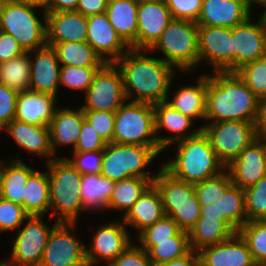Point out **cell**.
I'll return each instance as SVG.
<instances>
[{
    "label": "cell",
    "instance_id": "obj_17",
    "mask_svg": "<svg viewBox=\"0 0 266 266\" xmlns=\"http://www.w3.org/2000/svg\"><path fill=\"white\" fill-rule=\"evenodd\" d=\"M86 42L105 63H115L130 49L112 27L105 12L87 17Z\"/></svg>",
    "mask_w": 266,
    "mask_h": 266
},
{
    "label": "cell",
    "instance_id": "obj_53",
    "mask_svg": "<svg viewBox=\"0 0 266 266\" xmlns=\"http://www.w3.org/2000/svg\"><path fill=\"white\" fill-rule=\"evenodd\" d=\"M24 52L12 35L0 31V63L14 59Z\"/></svg>",
    "mask_w": 266,
    "mask_h": 266
},
{
    "label": "cell",
    "instance_id": "obj_47",
    "mask_svg": "<svg viewBox=\"0 0 266 266\" xmlns=\"http://www.w3.org/2000/svg\"><path fill=\"white\" fill-rule=\"evenodd\" d=\"M85 120L93 126L107 143L112 142L115 124V112L83 110Z\"/></svg>",
    "mask_w": 266,
    "mask_h": 266
},
{
    "label": "cell",
    "instance_id": "obj_29",
    "mask_svg": "<svg viewBox=\"0 0 266 266\" xmlns=\"http://www.w3.org/2000/svg\"><path fill=\"white\" fill-rule=\"evenodd\" d=\"M84 119L81 107L75 111L66 107L57 108L49 126L51 148L54 155L58 146L72 145L74 150Z\"/></svg>",
    "mask_w": 266,
    "mask_h": 266
},
{
    "label": "cell",
    "instance_id": "obj_37",
    "mask_svg": "<svg viewBox=\"0 0 266 266\" xmlns=\"http://www.w3.org/2000/svg\"><path fill=\"white\" fill-rule=\"evenodd\" d=\"M154 179L129 177L115 181L107 210H119L124 215L136 203L144 191L153 183Z\"/></svg>",
    "mask_w": 266,
    "mask_h": 266
},
{
    "label": "cell",
    "instance_id": "obj_7",
    "mask_svg": "<svg viewBox=\"0 0 266 266\" xmlns=\"http://www.w3.org/2000/svg\"><path fill=\"white\" fill-rule=\"evenodd\" d=\"M153 184L160 192L165 215L171 217L181 230L188 232L200 218L201 205L194 185L175 178L163 166Z\"/></svg>",
    "mask_w": 266,
    "mask_h": 266
},
{
    "label": "cell",
    "instance_id": "obj_21",
    "mask_svg": "<svg viewBox=\"0 0 266 266\" xmlns=\"http://www.w3.org/2000/svg\"><path fill=\"white\" fill-rule=\"evenodd\" d=\"M198 255L200 266H257L238 232L221 243L202 248Z\"/></svg>",
    "mask_w": 266,
    "mask_h": 266
},
{
    "label": "cell",
    "instance_id": "obj_18",
    "mask_svg": "<svg viewBox=\"0 0 266 266\" xmlns=\"http://www.w3.org/2000/svg\"><path fill=\"white\" fill-rule=\"evenodd\" d=\"M225 169L228 171L233 185L243 189L254 185L260 178L266 176L265 143L258 137L244 148Z\"/></svg>",
    "mask_w": 266,
    "mask_h": 266
},
{
    "label": "cell",
    "instance_id": "obj_61",
    "mask_svg": "<svg viewBox=\"0 0 266 266\" xmlns=\"http://www.w3.org/2000/svg\"><path fill=\"white\" fill-rule=\"evenodd\" d=\"M138 3L141 2H166V0H136Z\"/></svg>",
    "mask_w": 266,
    "mask_h": 266
},
{
    "label": "cell",
    "instance_id": "obj_52",
    "mask_svg": "<svg viewBox=\"0 0 266 266\" xmlns=\"http://www.w3.org/2000/svg\"><path fill=\"white\" fill-rule=\"evenodd\" d=\"M108 266H153L149 259L148 252L140 246L130 245Z\"/></svg>",
    "mask_w": 266,
    "mask_h": 266
},
{
    "label": "cell",
    "instance_id": "obj_40",
    "mask_svg": "<svg viewBox=\"0 0 266 266\" xmlns=\"http://www.w3.org/2000/svg\"><path fill=\"white\" fill-rule=\"evenodd\" d=\"M257 266H266V220L247 221L238 230Z\"/></svg>",
    "mask_w": 266,
    "mask_h": 266
},
{
    "label": "cell",
    "instance_id": "obj_57",
    "mask_svg": "<svg viewBox=\"0 0 266 266\" xmlns=\"http://www.w3.org/2000/svg\"><path fill=\"white\" fill-rule=\"evenodd\" d=\"M24 2H27L31 6L43 8L42 10H47L50 7L51 0H22Z\"/></svg>",
    "mask_w": 266,
    "mask_h": 266
},
{
    "label": "cell",
    "instance_id": "obj_33",
    "mask_svg": "<svg viewBox=\"0 0 266 266\" xmlns=\"http://www.w3.org/2000/svg\"><path fill=\"white\" fill-rule=\"evenodd\" d=\"M235 232L216 217H200L188 231L191 250L199 251L204 247L216 245L230 238Z\"/></svg>",
    "mask_w": 266,
    "mask_h": 266
},
{
    "label": "cell",
    "instance_id": "obj_62",
    "mask_svg": "<svg viewBox=\"0 0 266 266\" xmlns=\"http://www.w3.org/2000/svg\"><path fill=\"white\" fill-rule=\"evenodd\" d=\"M263 7V13H262V15H260V16H262V18H263V20H264V22H265V25H266V3L262 6Z\"/></svg>",
    "mask_w": 266,
    "mask_h": 266
},
{
    "label": "cell",
    "instance_id": "obj_59",
    "mask_svg": "<svg viewBox=\"0 0 266 266\" xmlns=\"http://www.w3.org/2000/svg\"><path fill=\"white\" fill-rule=\"evenodd\" d=\"M259 138L265 143L266 146V126H259Z\"/></svg>",
    "mask_w": 266,
    "mask_h": 266
},
{
    "label": "cell",
    "instance_id": "obj_32",
    "mask_svg": "<svg viewBox=\"0 0 266 266\" xmlns=\"http://www.w3.org/2000/svg\"><path fill=\"white\" fill-rule=\"evenodd\" d=\"M11 163L0 162V187L3 199L23 206L25 185L35 169L29 167L20 158Z\"/></svg>",
    "mask_w": 266,
    "mask_h": 266
},
{
    "label": "cell",
    "instance_id": "obj_34",
    "mask_svg": "<svg viewBox=\"0 0 266 266\" xmlns=\"http://www.w3.org/2000/svg\"><path fill=\"white\" fill-rule=\"evenodd\" d=\"M23 208L29 216H43L50 210L48 172L35 170L28 178L23 196Z\"/></svg>",
    "mask_w": 266,
    "mask_h": 266
},
{
    "label": "cell",
    "instance_id": "obj_10",
    "mask_svg": "<svg viewBox=\"0 0 266 266\" xmlns=\"http://www.w3.org/2000/svg\"><path fill=\"white\" fill-rule=\"evenodd\" d=\"M225 167L259 137V123L228 120L200 126Z\"/></svg>",
    "mask_w": 266,
    "mask_h": 266
},
{
    "label": "cell",
    "instance_id": "obj_15",
    "mask_svg": "<svg viewBox=\"0 0 266 266\" xmlns=\"http://www.w3.org/2000/svg\"><path fill=\"white\" fill-rule=\"evenodd\" d=\"M251 16L232 28V72L243 65L266 56V25L262 16L256 23Z\"/></svg>",
    "mask_w": 266,
    "mask_h": 266
},
{
    "label": "cell",
    "instance_id": "obj_20",
    "mask_svg": "<svg viewBox=\"0 0 266 266\" xmlns=\"http://www.w3.org/2000/svg\"><path fill=\"white\" fill-rule=\"evenodd\" d=\"M155 115V133L160 149L166 150L168 146L198 134L202 128L188 129L194 125V120L178 110L173 109L166 102L153 105ZM161 129L174 135L160 136Z\"/></svg>",
    "mask_w": 266,
    "mask_h": 266
},
{
    "label": "cell",
    "instance_id": "obj_3",
    "mask_svg": "<svg viewBox=\"0 0 266 266\" xmlns=\"http://www.w3.org/2000/svg\"><path fill=\"white\" fill-rule=\"evenodd\" d=\"M175 156L162 166L175 178L197 184L219 175L225 165L217 158L209 137L198 134L175 143Z\"/></svg>",
    "mask_w": 266,
    "mask_h": 266
},
{
    "label": "cell",
    "instance_id": "obj_42",
    "mask_svg": "<svg viewBox=\"0 0 266 266\" xmlns=\"http://www.w3.org/2000/svg\"><path fill=\"white\" fill-rule=\"evenodd\" d=\"M233 185L228 171L225 169L219 175L194 184L196 197L201 206H208L222 198Z\"/></svg>",
    "mask_w": 266,
    "mask_h": 266
},
{
    "label": "cell",
    "instance_id": "obj_50",
    "mask_svg": "<svg viewBox=\"0 0 266 266\" xmlns=\"http://www.w3.org/2000/svg\"><path fill=\"white\" fill-rule=\"evenodd\" d=\"M107 142L99 136L85 119L82 123V128L79 134L78 142L73 152H88L95 150H102L106 147Z\"/></svg>",
    "mask_w": 266,
    "mask_h": 266
},
{
    "label": "cell",
    "instance_id": "obj_46",
    "mask_svg": "<svg viewBox=\"0 0 266 266\" xmlns=\"http://www.w3.org/2000/svg\"><path fill=\"white\" fill-rule=\"evenodd\" d=\"M29 215L24 211L23 206L12 201L0 199V233L9 230H18Z\"/></svg>",
    "mask_w": 266,
    "mask_h": 266
},
{
    "label": "cell",
    "instance_id": "obj_28",
    "mask_svg": "<svg viewBox=\"0 0 266 266\" xmlns=\"http://www.w3.org/2000/svg\"><path fill=\"white\" fill-rule=\"evenodd\" d=\"M165 215L162 198L157 187L152 183L123 216L126 226L137 229V236Z\"/></svg>",
    "mask_w": 266,
    "mask_h": 266
},
{
    "label": "cell",
    "instance_id": "obj_12",
    "mask_svg": "<svg viewBox=\"0 0 266 266\" xmlns=\"http://www.w3.org/2000/svg\"><path fill=\"white\" fill-rule=\"evenodd\" d=\"M42 216H28L23 229L20 227L12 243L10 260L5 261L12 266H39L43 251L52 229L59 223L54 221L50 228L41 218Z\"/></svg>",
    "mask_w": 266,
    "mask_h": 266
},
{
    "label": "cell",
    "instance_id": "obj_48",
    "mask_svg": "<svg viewBox=\"0 0 266 266\" xmlns=\"http://www.w3.org/2000/svg\"><path fill=\"white\" fill-rule=\"evenodd\" d=\"M82 175L101 174L103 149L88 152H73V158L67 159Z\"/></svg>",
    "mask_w": 266,
    "mask_h": 266
},
{
    "label": "cell",
    "instance_id": "obj_54",
    "mask_svg": "<svg viewBox=\"0 0 266 266\" xmlns=\"http://www.w3.org/2000/svg\"><path fill=\"white\" fill-rule=\"evenodd\" d=\"M106 0H78L76 12L88 17L106 11Z\"/></svg>",
    "mask_w": 266,
    "mask_h": 266
},
{
    "label": "cell",
    "instance_id": "obj_2",
    "mask_svg": "<svg viewBox=\"0 0 266 266\" xmlns=\"http://www.w3.org/2000/svg\"><path fill=\"white\" fill-rule=\"evenodd\" d=\"M261 100L236 72L207 74L206 120L259 123Z\"/></svg>",
    "mask_w": 266,
    "mask_h": 266
},
{
    "label": "cell",
    "instance_id": "obj_38",
    "mask_svg": "<svg viewBox=\"0 0 266 266\" xmlns=\"http://www.w3.org/2000/svg\"><path fill=\"white\" fill-rule=\"evenodd\" d=\"M30 52L0 63V83L18 93L29 90Z\"/></svg>",
    "mask_w": 266,
    "mask_h": 266
},
{
    "label": "cell",
    "instance_id": "obj_35",
    "mask_svg": "<svg viewBox=\"0 0 266 266\" xmlns=\"http://www.w3.org/2000/svg\"><path fill=\"white\" fill-rule=\"evenodd\" d=\"M114 186L115 181L101 174L82 175L79 192L84 211L88 209L106 211Z\"/></svg>",
    "mask_w": 266,
    "mask_h": 266
},
{
    "label": "cell",
    "instance_id": "obj_9",
    "mask_svg": "<svg viewBox=\"0 0 266 266\" xmlns=\"http://www.w3.org/2000/svg\"><path fill=\"white\" fill-rule=\"evenodd\" d=\"M161 154L156 148L141 145L107 143L103 149L101 175L113 181L129 177L155 179L146 167Z\"/></svg>",
    "mask_w": 266,
    "mask_h": 266
},
{
    "label": "cell",
    "instance_id": "obj_36",
    "mask_svg": "<svg viewBox=\"0 0 266 266\" xmlns=\"http://www.w3.org/2000/svg\"><path fill=\"white\" fill-rule=\"evenodd\" d=\"M47 45L55 50L61 66L102 67L105 64L86 41L47 43Z\"/></svg>",
    "mask_w": 266,
    "mask_h": 266
},
{
    "label": "cell",
    "instance_id": "obj_24",
    "mask_svg": "<svg viewBox=\"0 0 266 266\" xmlns=\"http://www.w3.org/2000/svg\"><path fill=\"white\" fill-rule=\"evenodd\" d=\"M56 96L27 90L18 93L16 120L36 126H50L57 110Z\"/></svg>",
    "mask_w": 266,
    "mask_h": 266
},
{
    "label": "cell",
    "instance_id": "obj_1",
    "mask_svg": "<svg viewBox=\"0 0 266 266\" xmlns=\"http://www.w3.org/2000/svg\"><path fill=\"white\" fill-rule=\"evenodd\" d=\"M142 52L146 53V50L129 49L115 62L123 77L126 99L153 105L165 102L176 69L162 59ZM132 96L133 100H130Z\"/></svg>",
    "mask_w": 266,
    "mask_h": 266
},
{
    "label": "cell",
    "instance_id": "obj_56",
    "mask_svg": "<svg viewBox=\"0 0 266 266\" xmlns=\"http://www.w3.org/2000/svg\"><path fill=\"white\" fill-rule=\"evenodd\" d=\"M77 4L78 0H51L50 7L45 12L76 11Z\"/></svg>",
    "mask_w": 266,
    "mask_h": 266
},
{
    "label": "cell",
    "instance_id": "obj_4",
    "mask_svg": "<svg viewBox=\"0 0 266 266\" xmlns=\"http://www.w3.org/2000/svg\"><path fill=\"white\" fill-rule=\"evenodd\" d=\"M50 183V217L56 221L77 223L84 213L80 195L82 174L66 158L57 157L46 163Z\"/></svg>",
    "mask_w": 266,
    "mask_h": 266
},
{
    "label": "cell",
    "instance_id": "obj_45",
    "mask_svg": "<svg viewBox=\"0 0 266 266\" xmlns=\"http://www.w3.org/2000/svg\"><path fill=\"white\" fill-rule=\"evenodd\" d=\"M100 68L61 66L59 75L60 85L73 90H82L85 93Z\"/></svg>",
    "mask_w": 266,
    "mask_h": 266
},
{
    "label": "cell",
    "instance_id": "obj_60",
    "mask_svg": "<svg viewBox=\"0 0 266 266\" xmlns=\"http://www.w3.org/2000/svg\"><path fill=\"white\" fill-rule=\"evenodd\" d=\"M248 3L253 6V4H259L261 7L266 3V0H247Z\"/></svg>",
    "mask_w": 266,
    "mask_h": 266
},
{
    "label": "cell",
    "instance_id": "obj_5",
    "mask_svg": "<svg viewBox=\"0 0 266 266\" xmlns=\"http://www.w3.org/2000/svg\"><path fill=\"white\" fill-rule=\"evenodd\" d=\"M159 49L166 63L180 72H191L199 65L198 25L189 20L172 19L157 42L146 52Z\"/></svg>",
    "mask_w": 266,
    "mask_h": 266
},
{
    "label": "cell",
    "instance_id": "obj_26",
    "mask_svg": "<svg viewBox=\"0 0 266 266\" xmlns=\"http://www.w3.org/2000/svg\"><path fill=\"white\" fill-rule=\"evenodd\" d=\"M47 43L85 42L87 17L76 11L46 13Z\"/></svg>",
    "mask_w": 266,
    "mask_h": 266
},
{
    "label": "cell",
    "instance_id": "obj_30",
    "mask_svg": "<svg viewBox=\"0 0 266 266\" xmlns=\"http://www.w3.org/2000/svg\"><path fill=\"white\" fill-rule=\"evenodd\" d=\"M138 2L136 0H114L107 3L106 15L122 40L136 50Z\"/></svg>",
    "mask_w": 266,
    "mask_h": 266
},
{
    "label": "cell",
    "instance_id": "obj_27",
    "mask_svg": "<svg viewBox=\"0 0 266 266\" xmlns=\"http://www.w3.org/2000/svg\"><path fill=\"white\" fill-rule=\"evenodd\" d=\"M15 140L18 147L29 153L45 157V162L57 158L51 148L48 126H36L13 119L4 129Z\"/></svg>",
    "mask_w": 266,
    "mask_h": 266
},
{
    "label": "cell",
    "instance_id": "obj_14",
    "mask_svg": "<svg viewBox=\"0 0 266 266\" xmlns=\"http://www.w3.org/2000/svg\"><path fill=\"white\" fill-rule=\"evenodd\" d=\"M199 63L206 61L213 72H232V28L198 26Z\"/></svg>",
    "mask_w": 266,
    "mask_h": 266
},
{
    "label": "cell",
    "instance_id": "obj_64",
    "mask_svg": "<svg viewBox=\"0 0 266 266\" xmlns=\"http://www.w3.org/2000/svg\"><path fill=\"white\" fill-rule=\"evenodd\" d=\"M3 2H4V0H0V11H1V7H2Z\"/></svg>",
    "mask_w": 266,
    "mask_h": 266
},
{
    "label": "cell",
    "instance_id": "obj_43",
    "mask_svg": "<svg viewBox=\"0 0 266 266\" xmlns=\"http://www.w3.org/2000/svg\"><path fill=\"white\" fill-rule=\"evenodd\" d=\"M247 221L266 220V176L244 189Z\"/></svg>",
    "mask_w": 266,
    "mask_h": 266
},
{
    "label": "cell",
    "instance_id": "obj_8",
    "mask_svg": "<svg viewBox=\"0 0 266 266\" xmlns=\"http://www.w3.org/2000/svg\"><path fill=\"white\" fill-rule=\"evenodd\" d=\"M113 143L159 147L153 104L126 100L115 112Z\"/></svg>",
    "mask_w": 266,
    "mask_h": 266
},
{
    "label": "cell",
    "instance_id": "obj_44",
    "mask_svg": "<svg viewBox=\"0 0 266 266\" xmlns=\"http://www.w3.org/2000/svg\"><path fill=\"white\" fill-rule=\"evenodd\" d=\"M236 73L261 101L266 97V56L243 65Z\"/></svg>",
    "mask_w": 266,
    "mask_h": 266
},
{
    "label": "cell",
    "instance_id": "obj_11",
    "mask_svg": "<svg viewBox=\"0 0 266 266\" xmlns=\"http://www.w3.org/2000/svg\"><path fill=\"white\" fill-rule=\"evenodd\" d=\"M82 110L116 112L127 100L123 77L115 63H105L95 74L93 82L85 92Z\"/></svg>",
    "mask_w": 266,
    "mask_h": 266
},
{
    "label": "cell",
    "instance_id": "obj_31",
    "mask_svg": "<svg viewBox=\"0 0 266 266\" xmlns=\"http://www.w3.org/2000/svg\"><path fill=\"white\" fill-rule=\"evenodd\" d=\"M197 85L183 86L178 89L170 100L166 98V103L173 109L180 111L186 116L195 120L206 117V94H207V74L199 76Z\"/></svg>",
    "mask_w": 266,
    "mask_h": 266
},
{
    "label": "cell",
    "instance_id": "obj_63",
    "mask_svg": "<svg viewBox=\"0 0 266 266\" xmlns=\"http://www.w3.org/2000/svg\"><path fill=\"white\" fill-rule=\"evenodd\" d=\"M0 266H12V265L6 263L5 261H2L0 262Z\"/></svg>",
    "mask_w": 266,
    "mask_h": 266
},
{
    "label": "cell",
    "instance_id": "obj_41",
    "mask_svg": "<svg viewBox=\"0 0 266 266\" xmlns=\"http://www.w3.org/2000/svg\"><path fill=\"white\" fill-rule=\"evenodd\" d=\"M177 223L168 215H164L153 225L147 227L138 236L142 249L148 252L157 242L173 241V237L180 231Z\"/></svg>",
    "mask_w": 266,
    "mask_h": 266
},
{
    "label": "cell",
    "instance_id": "obj_39",
    "mask_svg": "<svg viewBox=\"0 0 266 266\" xmlns=\"http://www.w3.org/2000/svg\"><path fill=\"white\" fill-rule=\"evenodd\" d=\"M191 251L189 234L187 231L180 230L173 241L157 242L149 251V259L153 266L172 261L187 255Z\"/></svg>",
    "mask_w": 266,
    "mask_h": 266
},
{
    "label": "cell",
    "instance_id": "obj_22",
    "mask_svg": "<svg viewBox=\"0 0 266 266\" xmlns=\"http://www.w3.org/2000/svg\"><path fill=\"white\" fill-rule=\"evenodd\" d=\"M247 0H203L198 26L233 28L251 16Z\"/></svg>",
    "mask_w": 266,
    "mask_h": 266
},
{
    "label": "cell",
    "instance_id": "obj_6",
    "mask_svg": "<svg viewBox=\"0 0 266 266\" xmlns=\"http://www.w3.org/2000/svg\"><path fill=\"white\" fill-rule=\"evenodd\" d=\"M22 0H4L0 11V31L12 35L25 52L47 45L46 12L43 23L35 10Z\"/></svg>",
    "mask_w": 266,
    "mask_h": 266
},
{
    "label": "cell",
    "instance_id": "obj_13",
    "mask_svg": "<svg viewBox=\"0 0 266 266\" xmlns=\"http://www.w3.org/2000/svg\"><path fill=\"white\" fill-rule=\"evenodd\" d=\"M75 224L59 222L52 229L39 266H88L86 245L70 232Z\"/></svg>",
    "mask_w": 266,
    "mask_h": 266
},
{
    "label": "cell",
    "instance_id": "obj_49",
    "mask_svg": "<svg viewBox=\"0 0 266 266\" xmlns=\"http://www.w3.org/2000/svg\"><path fill=\"white\" fill-rule=\"evenodd\" d=\"M173 19L189 20L197 22L203 0H166Z\"/></svg>",
    "mask_w": 266,
    "mask_h": 266
},
{
    "label": "cell",
    "instance_id": "obj_16",
    "mask_svg": "<svg viewBox=\"0 0 266 266\" xmlns=\"http://www.w3.org/2000/svg\"><path fill=\"white\" fill-rule=\"evenodd\" d=\"M127 226L123 221L109 222L102 224L99 229L93 233L91 244H87L86 260L88 266H94L106 261L107 266L116 259L122 252H124L132 241L127 230Z\"/></svg>",
    "mask_w": 266,
    "mask_h": 266
},
{
    "label": "cell",
    "instance_id": "obj_55",
    "mask_svg": "<svg viewBox=\"0 0 266 266\" xmlns=\"http://www.w3.org/2000/svg\"><path fill=\"white\" fill-rule=\"evenodd\" d=\"M155 266H200V258L197 251L191 250L187 255Z\"/></svg>",
    "mask_w": 266,
    "mask_h": 266
},
{
    "label": "cell",
    "instance_id": "obj_19",
    "mask_svg": "<svg viewBox=\"0 0 266 266\" xmlns=\"http://www.w3.org/2000/svg\"><path fill=\"white\" fill-rule=\"evenodd\" d=\"M173 17L165 2L138 3L136 50H149Z\"/></svg>",
    "mask_w": 266,
    "mask_h": 266
},
{
    "label": "cell",
    "instance_id": "obj_25",
    "mask_svg": "<svg viewBox=\"0 0 266 266\" xmlns=\"http://www.w3.org/2000/svg\"><path fill=\"white\" fill-rule=\"evenodd\" d=\"M200 217L222 219L235 233L247 222L244 189L232 185L222 198L208 206H201Z\"/></svg>",
    "mask_w": 266,
    "mask_h": 266
},
{
    "label": "cell",
    "instance_id": "obj_58",
    "mask_svg": "<svg viewBox=\"0 0 266 266\" xmlns=\"http://www.w3.org/2000/svg\"><path fill=\"white\" fill-rule=\"evenodd\" d=\"M259 126H266V97L261 101V117Z\"/></svg>",
    "mask_w": 266,
    "mask_h": 266
},
{
    "label": "cell",
    "instance_id": "obj_51",
    "mask_svg": "<svg viewBox=\"0 0 266 266\" xmlns=\"http://www.w3.org/2000/svg\"><path fill=\"white\" fill-rule=\"evenodd\" d=\"M17 96V91L0 83V131L15 118Z\"/></svg>",
    "mask_w": 266,
    "mask_h": 266
},
{
    "label": "cell",
    "instance_id": "obj_23",
    "mask_svg": "<svg viewBox=\"0 0 266 266\" xmlns=\"http://www.w3.org/2000/svg\"><path fill=\"white\" fill-rule=\"evenodd\" d=\"M31 52L35 54L32 59ZM30 85L29 90L46 93L57 97L61 65L52 46L30 51Z\"/></svg>",
    "mask_w": 266,
    "mask_h": 266
}]
</instances>
